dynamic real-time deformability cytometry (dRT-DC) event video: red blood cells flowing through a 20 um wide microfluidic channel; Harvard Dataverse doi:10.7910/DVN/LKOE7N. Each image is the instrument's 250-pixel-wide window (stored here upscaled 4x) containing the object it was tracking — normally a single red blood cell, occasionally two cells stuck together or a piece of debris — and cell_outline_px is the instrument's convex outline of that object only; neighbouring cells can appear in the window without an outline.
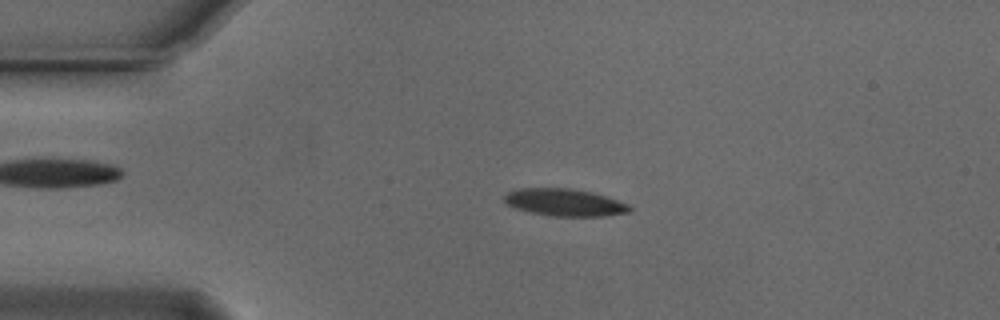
{"species": "Egyptian fruit bat (a non-hibernating species)", "species_latin": "Rousettus aegyptiacus", "temperature_condition": "cold", "stored_images_in_passage": 54, "camera_frame_rate_fps": 3000, "um_per_image_px": 0.085, "animal": {"sex": "male"}, "frame": {"image": 1, "passage_image": 11, "time_ms": 3.333, "image_size_px": [1000, 320], "cell_outline_px": [[632, 212], [604, 216], [552, 216], [532, 212], [516, 208], [508, 204], [504, 200], [504, 196], [508, 192], [516, 188], [568, 188], [592, 192], [628, 204], [632, 208]], "centroid_in_image_um": [48.01, 17.2], "position_along_channel_um": 37.0, "area_um2": 19.77}}
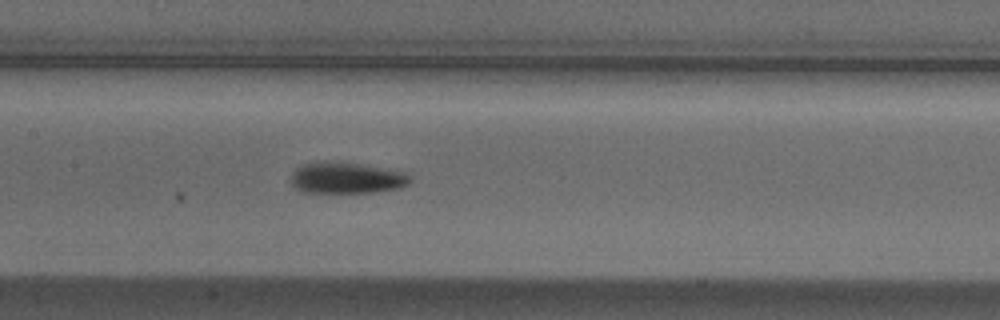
{"frame": {"image": 2, "passage_image": 25, "time_ms": 8.0, "image_size_px": [1000, 320], "cell_outline_px": [[412, 180], [408, 184], [400, 188], [372, 192], [304, 192], [296, 188], [292, 184], [292, 172], [296, 168], [304, 164], [316, 160], [328, 160], [356, 164], [408, 172], [412, 176]], "centroid_in_image_um": [29.47, 15.11], "position_along_channel_um": 177.9, "area_um2": 21.79}}
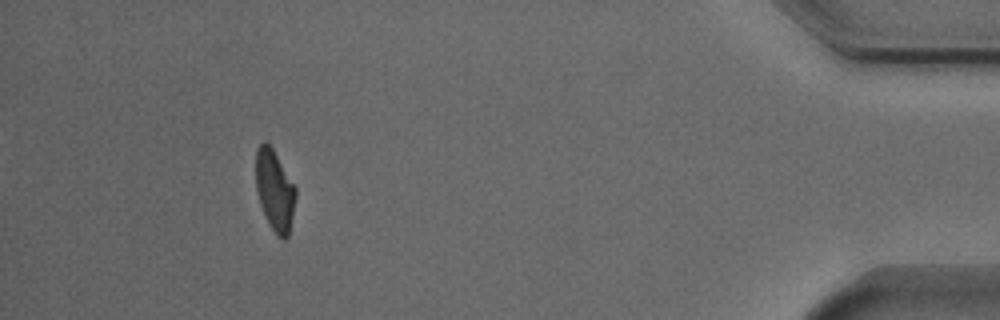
{"frame": {"image": 3, "passage_image": 49, "time_ms": 16.0, "image_size_px": [1000, 320], "cell_outline_px": [[296, 196], [288, 236], [284, 240], [280, 240], [276, 236], [260, 204], [256, 192], [256, 152], [260, 144], [264, 140], [272, 148], [296, 188]], "centroid_in_image_um": [23.34, 16.2], "position_along_channel_um": 411.9, "area_um2": 18.5}, "authors_computed_cell_mechanics": {"area_um2": 20.3167, "velocity_mm_per_s": 3.7315, "shape_relaxation_time_tau1_ms": 3.3599, "shape_relaxation_time_tau2_ms": 3.7388, "deformation_change_tau1": 0.1513, "deformation_change_tau2": 0.0931}}